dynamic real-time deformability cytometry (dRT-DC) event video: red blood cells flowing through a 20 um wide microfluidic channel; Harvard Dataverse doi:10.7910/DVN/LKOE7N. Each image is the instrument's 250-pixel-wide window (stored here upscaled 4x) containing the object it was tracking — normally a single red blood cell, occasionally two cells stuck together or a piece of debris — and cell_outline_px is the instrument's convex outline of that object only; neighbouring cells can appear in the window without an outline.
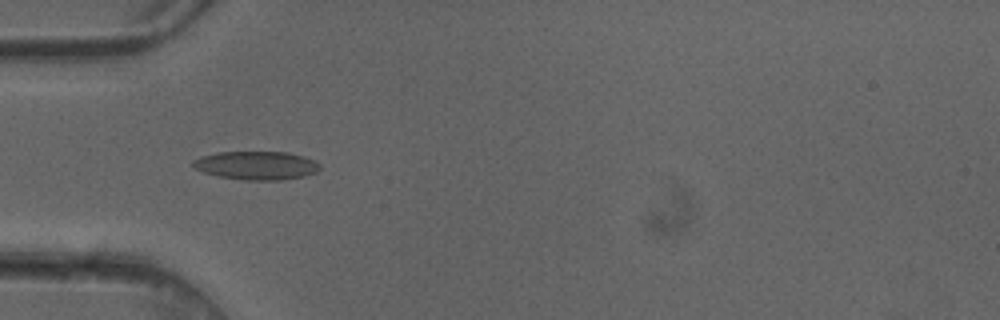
{"species": "common noctule bat (a hibernating species)", "species_latin": "Nyctalus noctula", "temperature_condition": "cold", "stored_images_in_passage": 7, "camera_frame_rate_fps": 3000, "um_per_image_px": 0.085, "animal": {"sex": "female"}, "frame": {"image": 1, "passage_image": 4, "time_ms": 1.0, "image_size_px": [1000, 320], "cell_outline_px": [[320, 168], [316, 172], [304, 176], [280, 180], [244, 180], [220, 176], [204, 172], [192, 168], [192, 160], [200, 156], [216, 152], [288, 152], [304, 156], [316, 160], [320, 164]], "centroid_in_image_um": [21.79, 14.05], "position_along_channel_um": 63.2, "area_um2": 21.21}}
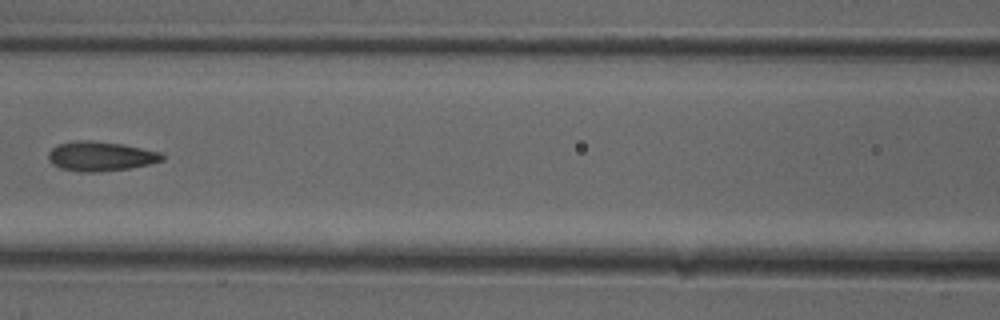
{"frame": {"image": 2, "passage_image": 6, "time_ms": 1.667, "image_size_px": [1000, 320], "cell_outline_px": [[164, 160], [148, 164], [128, 168], [100, 172], [80, 172], [60, 168], [52, 164], [48, 160], [48, 152], [56, 144], [76, 140], [88, 140], [120, 144], [160, 152], [164, 156]], "centroid_in_image_um": [8.49, 13.28], "position_along_channel_um": 158.1, "area_um2": 19.54}}
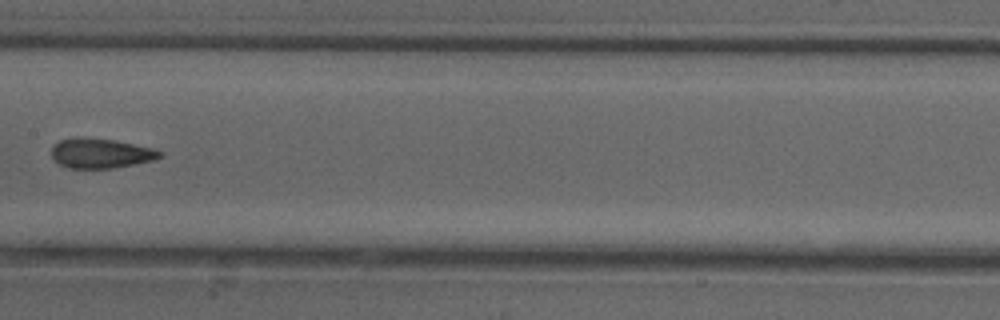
{"frame": {"image": 3, "passage_image": 7, "time_ms": 2.0, "image_size_px": [1000, 320], "cell_outline_px": [[164, 156], [156, 160], [112, 168], [68, 168], [60, 164], [52, 156], [52, 148], [60, 140], [76, 136], [84, 136], [116, 140], [152, 148], [164, 152]], "centroid_in_image_um": [8.6, 13.01], "position_along_channel_um": 198.8, "area_um2": 19.02}}